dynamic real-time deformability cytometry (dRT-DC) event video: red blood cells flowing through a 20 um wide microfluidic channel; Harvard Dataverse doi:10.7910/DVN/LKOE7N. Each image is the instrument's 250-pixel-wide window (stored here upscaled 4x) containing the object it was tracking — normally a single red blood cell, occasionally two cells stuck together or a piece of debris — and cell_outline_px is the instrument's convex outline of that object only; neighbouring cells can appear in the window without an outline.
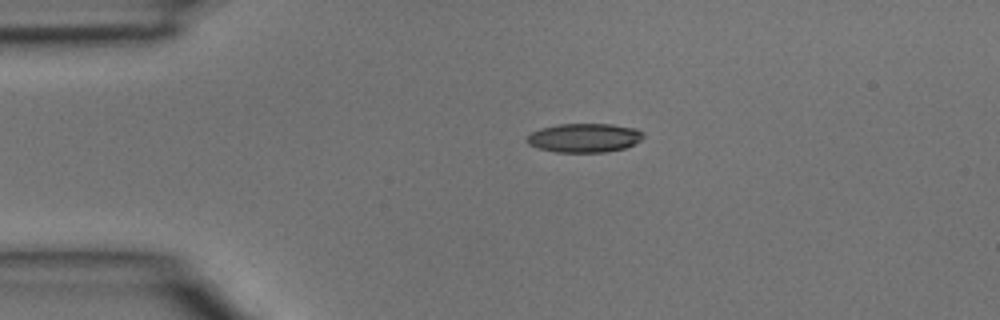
{"species": "common noctule bat (a hibernating species)", "species_latin": "Nyctalus noctula", "temperature_condition": "room temperature", "stored_images_in_passage": 2, "camera_frame_rate_fps": 3000, "um_per_image_px": 0.085, "animal": {"sex": "male", "body_mass_g": 15.6}, "frame": {"image": 1, "passage_image": 2, "time_ms": 0.333, "image_size_px": [1000, 320], "cell_outline_px": [[644, 136], [640, 140], [624, 148], [604, 152], [556, 152], [540, 148], [528, 144], [524, 140], [532, 132], [540, 128], [560, 124], [612, 124], [636, 128], [644, 132]], "centroid_in_image_um": [49.66, 11.71], "position_along_channel_um": 35.3, "area_um2": 19.59}}